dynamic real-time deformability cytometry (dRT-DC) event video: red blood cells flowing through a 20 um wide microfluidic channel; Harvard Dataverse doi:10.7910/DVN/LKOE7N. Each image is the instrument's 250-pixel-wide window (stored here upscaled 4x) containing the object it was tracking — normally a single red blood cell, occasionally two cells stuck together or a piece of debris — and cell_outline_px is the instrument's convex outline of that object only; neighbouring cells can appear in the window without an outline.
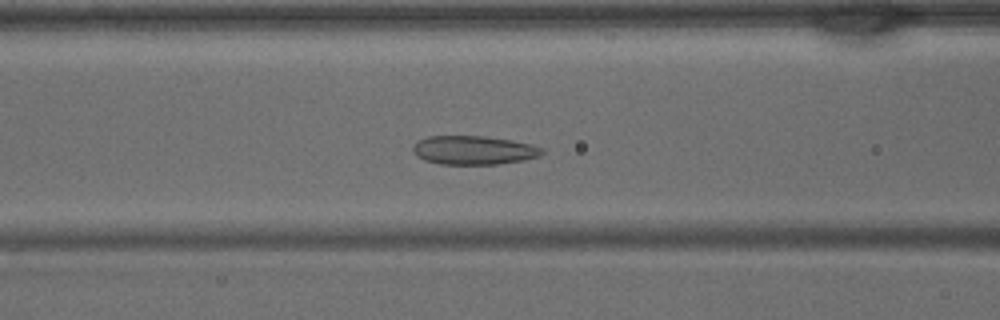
{"species": "common noctule bat (a hibernating species)", "species_latin": "Nyctalus noctula", "temperature_condition": "warm", "stored_images_in_passage": 41, "camera_frame_rate_fps": 3000, "um_per_image_px": 0.085, "animal": {"sex": "male", "body_mass_g": 15.6}, "frame": {"image": 1, "passage_image": 16, "time_ms": 5.0, "image_size_px": [1000, 320], "cell_outline_px": [[544, 152], [540, 156], [524, 160], [500, 164], [440, 164], [424, 160], [416, 156], [412, 152], [412, 148], [420, 140], [428, 136], [484, 136], [512, 140], [532, 144], [544, 148]], "centroid_in_image_um": [40.3, 12.77], "position_along_channel_um": 126.3, "area_um2": 21.79}}
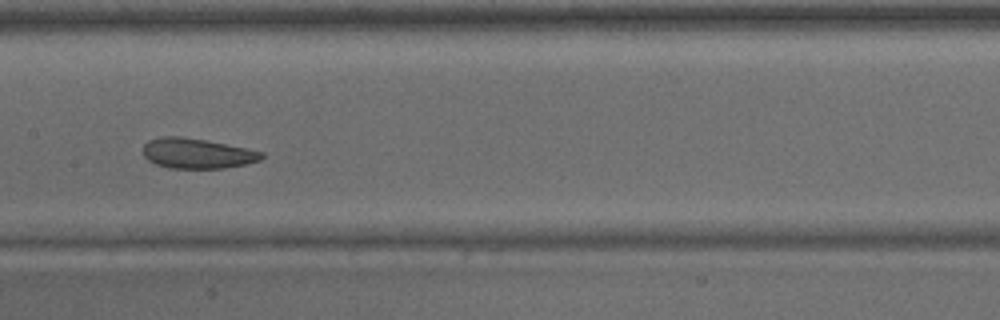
{"frame": {"image": 2, "passage_image": 20, "time_ms": 6.333, "image_size_px": [1000, 320], "cell_outline_px": [[264, 156], [260, 160], [244, 164], [224, 168], [168, 168], [156, 164], [148, 160], [144, 156], [144, 144], [148, 140], [160, 136], [180, 136], [204, 140], [248, 148], [264, 152]], "centroid_in_image_um": [16.74, 13.03], "position_along_channel_um": 190.7, "area_um2": 20.81}}
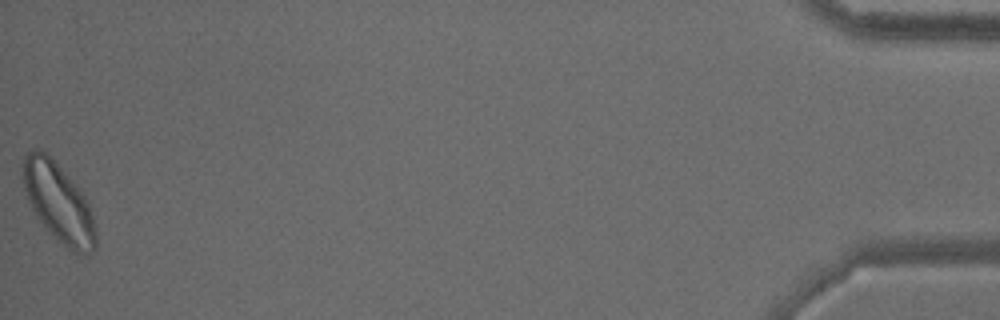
{"frame": {"image": 3, "passage_image": 41, "time_ms": 13.333, "image_size_px": [1000, 320], "cell_outline_px": [[96, 248], [92, 252], [72, 252], [56, 240], [44, 228], [36, 216], [28, 200], [24, 188], [24, 152], [36, 148], [40, 148], [56, 160], [88, 200], [96, 228]], "centroid_in_image_um": [4.98, 17.21], "position_along_channel_um": 430.2, "area_um2": 33.76}}